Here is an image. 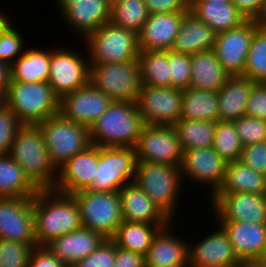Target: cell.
Listing matches in <instances>:
<instances>
[{
	"instance_id": "cell-56",
	"label": "cell",
	"mask_w": 266,
	"mask_h": 267,
	"mask_svg": "<svg viewBox=\"0 0 266 267\" xmlns=\"http://www.w3.org/2000/svg\"><path fill=\"white\" fill-rule=\"evenodd\" d=\"M72 2V0H55L59 14Z\"/></svg>"
},
{
	"instance_id": "cell-60",
	"label": "cell",
	"mask_w": 266,
	"mask_h": 267,
	"mask_svg": "<svg viewBox=\"0 0 266 267\" xmlns=\"http://www.w3.org/2000/svg\"><path fill=\"white\" fill-rule=\"evenodd\" d=\"M144 267H162V266H156V265H144Z\"/></svg>"
},
{
	"instance_id": "cell-55",
	"label": "cell",
	"mask_w": 266,
	"mask_h": 267,
	"mask_svg": "<svg viewBox=\"0 0 266 267\" xmlns=\"http://www.w3.org/2000/svg\"><path fill=\"white\" fill-rule=\"evenodd\" d=\"M0 9V36L6 30V28L12 23L10 20L11 18L9 15L7 16L6 13ZM9 17V18H8Z\"/></svg>"
},
{
	"instance_id": "cell-19",
	"label": "cell",
	"mask_w": 266,
	"mask_h": 267,
	"mask_svg": "<svg viewBox=\"0 0 266 267\" xmlns=\"http://www.w3.org/2000/svg\"><path fill=\"white\" fill-rule=\"evenodd\" d=\"M216 225L214 232L203 236L196 244L189 241L188 267H236L239 263L226 232Z\"/></svg>"
},
{
	"instance_id": "cell-12",
	"label": "cell",
	"mask_w": 266,
	"mask_h": 267,
	"mask_svg": "<svg viewBox=\"0 0 266 267\" xmlns=\"http://www.w3.org/2000/svg\"><path fill=\"white\" fill-rule=\"evenodd\" d=\"M183 90L142 84L135 101L145 124L173 126L181 115Z\"/></svg>"
},
{
	"instance_id": "cell-62",
	"label": "cell",
	"mask_w": 266,
	"mask_h": 267,
	"mask_svg": "<svg viewBox=\"0 0 266 267\" xmlns=\"http://www.w3.org/2000/svg\"><path fill=\"white\" fill-rule=\"evenodd\" d=\"M263 14H266V3H265V10H264Z\"/></svg>"
},
{
	"instance_id": "cell-18",
	"label": "cell",
	"mask_w": 266,
	"mask_h": 267,
	"mask_svg": "<svg viewBox=\"0 0 266 267\" xmlns=\"http://www.w3.org/2000/svg\"><path fill=\"white\" fill-rule=\"evenodd\" d=\"M112 100L90 82L59 99V114L88 128L107 110Z\"/></svg>"
},
{
	"instance_id": "cell-61",
	"label": "cell",
	"mask_w": 266,
	"mask_h": 267,
	"mask_svg": "<svg viewBox=\"0 0 266 267\" xmlns=\"http://www.w3.org/2000/svg\"><path fill=\"white\" fill-rule=\"evenodd\" d=\"M266 267V256L262 258Z\"/></svg>"
},
{
	"instance_id": "cell-35",
	"label": "cell",
	"mask_w": 266,
	"mask_h": 267,
	"mask_svg": "<svg viewBox=\"0 0 266 267\" xmlns=\"http://www.w3.org/2000/svg\"><path fill=\"white\" fill-rule=\"evenodd\" d=\"M180 119L218 121L217 92L184 89Z\"/></svg>"
},
{
	"instance_id": "cell-9",
	"label": "cell",
	"mask_w": 266,
	"mask_h": 267,
	"mask_svg": "<svg viewBox=\"0 0 266 267\" xmlns=\"http://www.w3.org/2000/svg\"><path fill=\"white\" fill-rule=\"evenodd\" d=\"M72 196L79 207L82 227L97 231L105 238L115 234L123 221L118 192H91L85 189Z\"/></svg>"
},
{
	"instance_id": "cell-1",
	"label": "cell",
	"mask_w": 266,
	"mask_h": 267,
	"mask_svg": "<svg viewBox=\"0 0 266 267\" xmlns=\"http://www.w3.org/2000/svg\"><path fill=\"white\" fill-rule=\"evenodd\" d=\"M37 246L82 227L79 207L72 195L39 189L32 197Z\"/></svg>"
},
{
	"instance_id": "cell-32",
	"label": "cell",
	"mask_w": 266,
	"mask_h": 267,
	"mask_svg": "<svg viewBox=\"0 0 266 267\" xmlns=\"http://www.w3.org/2000/svg\"><path fill=\"white\" fill-rule=\"evenodd\" d=\"M27 48L11 65V81L48 82L51 49Z\"/></svg>"
},
{
	"instance_id": "cell-50",
	"label": "cell",
	"mask_w": 266,
	"mask_h": 267,
	"mask_svg": "<svg viewBox=\"0 0 266 267\" xmlns=\"http://www.w3.org/2000/svg\"><path fill=\"white\" fill-rule=\"evenodd\" d=\"M29 267H68L46 246H35L32 250Z\"/></svg>"
},
{
	"instance_id": "cell-51",
	"label": "cell",
	"mask_w": 266,
	"mask_h": 267,
	"mask_svg": "<svg viewBox=\"0 0 266 267\" xmlns=\"http://www.w3.org/2000/svg\"><path fill=\"white\" fill-rule=\"evenodd\" d=\"M266 0H233L236 8L246 19L260 21L265 10Z\"/></svg>"
},
{
	"instance_id": "cell-3",
	"label": "cell",
	"mask_w": 266,
	"mask_h": 267,
	"mask_svg": "<svg viewBox=\"0 0 266 267\" xmlns=\"http://www.w3.org/2000/svg\"><path fill=\"white\" fill-rule=\"evenodd\" d=\"M38 189H53L58 169L51 162L42 132L37 125L24 124L17 132L9 153Z\"/></svg>"
},
{
	"instance_id": "cell-46",
	"label": "cell",
	"mask_w": 266,
	"mask_h": 267,
	"mask_svg": "<svg viewBox=\"0 0 266 267\" xmlns=\"http://www.w3.org/2000/svg\"><path fill=\"white\" fill-rule=\"evenodd\" d=\"M116 249V244L106 238L94 252L70 267H114Z\"/></svg>"
},
{
	"instance_id": "cell-38",
	"label": "cell",
	"mask_w": 266,
	"mask_h": 267,
	"mask_svg": "<svg viewBox=\"0 0 266 267\" xmlns=\"http://www.w3.org/2000/svg\"><path fill=\"white\" fill-rule=\"evenodd\" d=\"M149 15L144 0H112L109 22L138 33Z\"/></svg>"
},
{
	"instance_id": "cell-33",
	"label": "cell",
	"mask_w": 266,
	"mask_h": 267,
	"mask_svg": "<svg viewBox=\"0 0 266 267\" xmlns=\"http://www.w3.org/2000/svg\"><path fill=\"white\" fill-rule=\"evenodd\" d=\"M168 224L122 221L110 238L117 247L146 256L154 236Z\"/></svg>"
},
{
	"instance_id": "cell-16",
	"label": "cell",
	"mask_w": 266,
	"mask_h": 267,
	"mask_svg": "<svg viewBox=\"0 0 266 267\" xmlns=\"http://www.w3.org/2000/svg\"><path fill=\"white\" fill-rule=\"evenodd\" d=\"M209 201L216 222L266 223V194H214Z\"/></svg>"
},
{
	"instance_id": "cell-7",
	"label": "cell",
	"mask_w": 266,
	"mask_h": 267,
	"mask_svg": "<svg viewBox=\"0 0 266 267\" xmlns=\"http://www.w3.org/2000/svg\"><path fill=\"white\" fill-rule=\"evenodd\" d=\"M36 125L42 132L50 160L57 169L92 145L87 126L67 120L60 114Z\"/></svg>"
},
{
	"instance_id": "cell-39",
	"label": "cell",
	"mask_w": 266,
	"mask_h": 267,
	"mask_svg": "<svg viewBox=\"0 0 266 267\" xmlns=\"http://www.w3.org/2000/svg\"><path fill=\"white\" fill-rule=\"evenodd\" d=\"M243 77L266 83V30L261 25L254 32Z\"/></svg>"
},
{
	"instance_id": "cell-28",
	"label": "cell",
	"mask_w": 266,
	"mask_h": 267,
	"mask_svg": "<svg viewBox=\"0 0 266 267\" xmlns=\"http://www.w3.org/2000/svg\"><path fill=\"white\" fill-rule=\"evenodd\" d=\"M189 11L196 18L208 24L216 33L235 28L247 20L233 2L190 0Z\"/></svg>"
},
{
	"instance_id": "cell-20",
	"label": "cell",
	"mask_w": 266,
	"mask_h": 267,
	"mask_svg": "<svg viewBox=\"0 0 266 267\" xmlns=\"http://www.w3.org/2000/svg\"><path fill=\"white\" fill-rule=\"evenodd\" d=\"M99 160V146L90 145L58 168L53 190L72 195L88 189L94 181Z\"/></svg>"
},
{
	"instance_id": "cell-52",
	"label": "cell",
	"mask_w": 266,
	"mask_h": 267,
	"mask_svg": "<svg viewBox=\"0 0 266 267\" xmlns=\"http://www.w3.org/2000/svg\"><path fill=\"white\" fill-rule=\"evenodd\" d=\"M145 256L117 247L114 267H144Z\"/></svg>"
},
{
	"instance_id": "cell-15",
	"label": "cell",
	"mask_w": 266,
	"mask_h": 267,
	"mask_svg": "<svg viewBox=\"0 0 266 267\" xmlns=\"http://www.w3.org/2000/svg\"><path fill=\"white\" fill-rule=\"evenodd\" d=\"M260 21L247 19L243 24L216 34L213 51L230 76H243L248 51Z\"/></svg>"
},
{
	"instance_id": "cell-43",
	"label": "cell",
	"mask_w": 266,
	"mask_h": 267,
	"mask_svg": "<svg viewBox=\"0 0 266 267\" xmlns=\"http://www.w3.org/2000/svg\"><path fill=\"white\" fill-rule=\"evenodd\" d=\"M233 122L243 147L266 140V120L244 115Z\"/></svg>"
},
{
	"instance_id": "cell-44",
	"label": "cell",
	"mask_w": 266,
	"mask_h": 267,
	"mask_svg": "<svg viewBox=\"0 0 266 267\" xmlns=\"http://www.w3.org/2000/svg\"><path fill=\"white\" fill-rule=\"evenodd\" d=\"M23 125L8 106L0 109V155L10 153L14 138Z\"/></svg>"
},
{
	"instance_id": "cell-8",
	"label": "cell",
	"mask_w": 266,
	"mask_h": 267,
	"mask_svg": "<svg viewBox=\"0 0 266 267\" xmlns=\"http://www.w3.org/2000/svg\"><path fill=\"white\" fill-rule=\"evenodd\" d=\"M89 65V82L97 90L112 101H136L142 88L139 61Z\"/></svg>"
},
{
	"instance_id": "cell-57",
	"label": "cell",
	"mask_w": 266,
	"mask_h": 267,
	"mask_svg": "<svg viewBox=\"0 0 266 267\" xmlns=\"http://www.w3.org/2000/svg\"><path fill=\"white\" fill-rule=\"evenodd\" d=\"M6 106V91L0 88V109Z\"/></svg>"
},
{
	"instance_id": "cell-59",
	"label": "cell",
	"mask_w": 266,
	"mask_h": 267,
	"mask_svg": "<svg viewBox=\"0 0 266 267\" xmlns=\"http://www.w3.org/2000/svg\"><path fill=\"white\" fill-rule=\"evenodd\" d=\"M214 2L231 3L233 0H214Z\"/></svg>"
},
{
	"instance_id": "cell-29",
	"label": "cell",
	"mask_w": 266,
	"mask_h": 267,
	"mask_svg": "<svg viewBox=\"0 0 266 267\" xmlns=\"http://www.w3.org/2000/svg\"><path fill=\"white\" fill-rule=\"evenodd\" d=\"M255 83L243 76H230L217 92L218 121L233 122L246 113L248 97Z\"/></svg>"
},
{
	"instance_id": "cell-23",
	"label": "cell",
	"mask_w": 266,
	"mask_h": 267,
	"mask_svg": "<svg viewBox=\"0 0 266 267\" xmlns=\"http://www.w3.org/2000/svg\"><path fill=\"white\" fill-rule=\"evenodd\" d=\"M173 221L161 228L154 236L147 255L145 265L162 267H188V244L186 239L176 235ZM173 231V232H172ZM186 240V241H185Z\"/></svg>"
},
{
	"instance_id": "cell-42",
	"label": "cell",
	"mask_w": 266,
	"mask_h": 267,
	"mask_svg": "<svg viewBox=\"0 0 266 267\" xmlns=\"http://www.w3.org/2000/svg\"><path fill=\"white\" fill-rule=\"evenodd\" d=\"M22 30L16 28V24L11 23L0 36V61L11 65L21 56L26 47Z\"/></svg>"
},
{
	"instance_id": "cell-34",
	"label": "cell",
	"mask_w": 266,
	"mask_h": 267,
	"mask_svg": "<svg viewBox=\"0 0 266 267\" xmlns=\"http://www.w3.org/2000/svg\"><path fill=\"white\" fill-rule=\"evenodd\" d=\"M38 190L9 154L0 155V197H33Z\"/></svg>"
},
{
	"instance_id": "cell-14",
	"label": "cell",
	"mask_w": 266,
	"mask_h": 267,
	"mask_svg": "<svg viewBox=\"0 0 266 267\" xmlns=\"http://www.w3.org/2000/svg\"><path fill=\"white\" fill-rule=\"evenodd\" d=\"M137 162L180 166L183 150L173 126L145 124L134 147Z\"/></svg>"
},
{
	"instance_id": "cell-31",
	"label": "cell",
	"mask_w": 266,
	"mask_h": 267,
	"mask_svg": "<svg viewBox=\"0 0 266 267\" xmlns=\"http://www.w3.org/2000/svg\"><path fill=\"white\" fill-rule=\"evenodd\" d=\"M266 194V175L256 172L242 161L228 162L221 187L215 194Z\"/></svg>"
},
{
	"instance_id": "cell-21",
	"label": "cell",
	"mask_w": 266,
	"mask_h": 267,
	"mask_svg": "<svg viewBox=\"0 0 266 267\" xmlns=\"http://www.w3.org/2000/svg\"><path fill=\"white\" fill-rule=\"evenodd\" d=\"M111 0H72L60 18L73 34L84 40L110 20ZM75 32V33H74Z\"/></svg>"
},
{
	"instance_id": "cell-49",
	"label": "cell",
	"mask_w": 266,
	"mask_h": 267,
	"mask_svg": "<svg viewBox=\"0 0 266 267\" xmlns=\"http://www.w3.org/2000/svg\"><path fill=\"white\" fill-rule=\"evenodd\" d=\"M144 3L150 14L189 12L190 0H144Z\"/></svg>"
},
{
	"instance_id": "cell-22",
	"label": "cell",
	"mask_w": 266,
	"mask_h": 267,
	"mask_svg": "<svg viewBox=\"0 0 266 267\" xmlns=\"http://www.w3.org/2000/svg\"><path fill=\"white\" fill-rule=\"evenodd\" d=\"M188 12L154 13L138 32V45L140 51L162 50L170 51L183 17Z\"/></svg>"
},
{
	"instance_id": "cell-24",
	"label": "cell",
	"mask_w": 266,
	"mask_h": 267,
	"mask_svg": "<svg viewBox=\"0 0 266 267\" xmlns=\"http://www.w3.org/2000/svg\"><path fill=\"white\" fill-rule=\"evenodd\" d=\"M226 232L239 260L266 256V223L216 222Z\"/></svg>"
},
{
	"instance_id": "cell-47",
	"label": "cell",
	"mask_w": 266,
	"mask_h": 267,
	"mask_svg": "<svg viewBox=\"0 0 266 267\" xmlns=\"http://www.w3.org/2000/svg\"><path fill=\"white\" fill-rule=\"evenodd\" d=\"M240 161L266 175V140L244 146Z\"/></svg>"
},
{
	"instance_id": "cell-36",
	"label": "cell",
	"mask_w": 266,
	"mask_h": 267,
	"mask_svg": "<svg viewBox=\"0 0 266 267\" xmlns=\"http://www.w3.org/2000/svg\"><path fill=\"white\" fill-rule=\"evenodd\" d=\"M173 127L183 151L213 147L216 121L179 119Z\"/></svg>"
},
{
	"instance_id": "cell-54",
	"label": "cell",
	"mask_w": 266,
	"mask_h": 267,
	"mask_svg": "<svg viewBox=\"0 0 266 267\" xmlns=\"http://www.w3.org/2000/svg\"><path fill=\"white\" fill-rule=\"evenodd\" d=\"M236 267H265L262 258L241 259Z\"/></svg>"
},
{
	"instance_id": "cell-5",
	"label": "cell",
	"mask_w": 266,
	"mask_h": 267,
	"mask_svg": "<svg viewBox=\"0 0 266 267\" xmlns=\"http://www.w3.org/2000/svg\"><path fill=\"white\" fill-rule=\"evenodd\" d=\"M6 106L23 124L36 125L59 114V98L48 82L10 81Z\"/></svg>"
},
{
	"instance_id": "cell-17",
	"label": "cell",
	"mask_w": 266,
	"mask_h": 267,
	"mask_svg": "<svg viewBox=\"0 0 266 267\" xmlns=\"http://www.w3.org/2000/svg\"><path fill=\"white\" fill-rule=\"evenodd\" d=\"M0 239L37 243L32 197H0Z\"/></svg>"
},
{
	"instance_id": "cell-48",
	"label": "cell",
	"mask_w": 266,
	"mask_h": 267,
	"mask_svg": "<svg viewBox=\"0 0 266 267\" xmlns=\"http://www.w3.org/2000/svg\"><path fill=\"white\" fill-rule=\"evenodd\" d=\"M245 115L266 120V83H255L252 86Z\"/></svg>"
},
{
	"instance_id": "cell-25",
	"label": "cell",
	"mask_w": 266,
	"mask_h": 267,
	"mask_svg": "<svg viewBox=\"0 0 266 267\" xmlns=\"http://www.w3.org/2000/svg\"><path fill=\"white\" fill-rule=\"evenodd\" d=\"M106 238L97 231L81 227L52 239L45 246L68 267L94 252Z\"/></svg>"
},
{
	"instance_id": "cell-10",
	"label": "cell",
	"mask_w": 266,
	"mask_h": 267,
	"mask_svg": "<svg viewBox=\"0 0 266 267\" xmlns=\"http://www.w3.org/2000/svg\"><path fill=\"white\" fill-rule=\"evenodd\" d=\"M137 157L132 147H99V160L91 192H118L134 182Z\"/></svg>"
},
{
	"instance_id": "cell-4",
	"label": "cell",
	"mask_w": 266,
	"mask_h": 267,
	"mask_svg": "<svg viewBox=\"0 0 266 267\" xmlns=\"http://www.w3.org/2000/svg\"><path fill=\"white\" fill-rule=\"evenodd\" d=\"M134 182L176 223L180 192L185 187L178 166L137 162Z\"/></svg>"
},
{
	"instance_id": "cell-37",
	"label": "cell",
	"mask_w": 266,
	"mask_h": 267,
	"mask_svg": "<svg viewBox=\"0 0 266 267\" xmlns=\"http://www.w3.org/2000/svg\"><path fill=\"white\" fill-rule=\"evenodd\" d=\"M138 61L142 84L170 87V51H140Z\"/></svg>"
},
{
	"instance_id": "cell-41",
	"label": "cell",
	"mask_w": 266,
	"mask_h": 267,
	"mask_svg": "<svg viewBox=\"0 0 266 267\" xmlns=\"http://www.w3.org/2000/svg\"><path fill=\"white\" fill-rule=\"evenodd\" d=\"M37 243H21L0 239V267H29L30 256Z\"/></svg>"
},
{
	"instance_id": "cell-53",
	"label": "cell",
	"mask_w": 266,
	"mask_h": 267,
	"mask_svg": "<svg viewBox=\"0 0 266 267\" xmlns=\"http://www.w3.org/2000/svg\"><path fill=\"white\" fill-rule=\"evenodd\" d=\"M10 65L6 62L0 61V88L7 91L8 85L11 81Z\"/></svg>"
},
{
	"instance_id": "cell-58",
	"label": "cell",
	"mask_w": 266,
	"mask_h": 267,
	"mask_svg": "<svg viewBox=\"0 0 266 267\" xmlns=\"http://www.w3.org/2000/svg\"><path fill=\"white\" fill-rule=\"evenodd\" d=\"M260 24L266 30V14H263L262 19L260 20Z\"/></svg>"
},
{
	"instance_id": "cell-11",
	"label": "cell",
	"mask_w": 266,
	"mask_h": 267,
	"mask_svg": "<svg viewBox=\"0 0 266 267\" xmlns=\"http://www.w3.org/2000/svg\"><path fill=\"white\" fill-rule=\"evenodd\" d=\"M48 84L60 99L89 83L88 54L82 55L65 47L52 46Z\"/></svg>"
},
{
	"instance_id": "cell-27",
	"label": "cell",
	"mask_w": 266,
	"mask_h": 267,
	"mask_svg": "<svg viewBox=\"0 0 266 267\" xmlns=\"http://www.w3.org/2000/svg\"><path fill=\"white\" fill-rule=\"evenodd\" d=\"M216 32L190 11L183 17L171 51L192 55L213 50Z\"/></svg>"
},
{
	"instance_id": "cell-6",
	"label": "cell",
	"mask_w": 266,
	"mask_h": 267,
	"mask_svg": "<svg viewBox=\"0 0 266 267\" xmlns=\"http://www.w3.org/2000/svg\"><path fill=\"white\" fill-rule=\"evenodd\" d=\"M89 64L138 61V33L110 22L90 33L84 42Z\"/></svg>"
},
{
	"instance_id": "cell-45",
	"label": "cell",
	"mask_w": 266,
	"mask_h": 267,
	"mask_svg": "<svg viewBox=\"0 0 266 267\" xmlns=\"http://www.w3.org/2000/svg\"><path fill=\"white\" fill-rule=\"evenodd\" d=\"M191 56L170 50V87L187 89L191 82Z\"/></svg>"
},
{
	"instance_id": "cell-13",
	"label": "cell",
	"mask_w": 266,
	"mask_h": 267,
	"mask_svg": "<svg viewBox=\"0 0 266 267\" xmlns=\"http://www.w3.org/2000/svg\"><path fill=\"white\" fill-rule=\"evenodd\" d=\"M227 162L213 147L186 149L179 166L183 182L208 187V200L221 187ZM193 182V183H192ZM210 194V195H209Z\"/></svg>"
},
{
	"instance_id": "cell-26",
	"label": "cell",
	"mask_w": 266,
	"mask_h": 267,
	"mask_svg": "<svg viewBox=\"0 0 266 267\" xmlns=\"http://www.w3.org/2000/svg\"><path fill=\"white\" fill-rule=\"evenodd\" d=\"M118 193L124 221L148 224L172 221L135 182L124 185Z\"/></svg>"
},
{
	"instance_id": "cell-30",
	"label": "cell",
	"mask_w": 266,
	"mask_h": 267,
	"mask_svg": "<svg viewBox=\"0 0 266 267\" xmlns=\"http://www.w3.org/2000/svg\"><path fill=\"white\" fill-rule=\"evenodd\" d=\"M190 65V88L218 92L230 77L213 50L192 54Z\"/></svg>"
},
{
	"instance_id": "cell-40",
	"label": "cell",
	"mask_w": 266,
	"mask_h": 267,
	"mask_svg": "<svg viewBox=\"0 0 266 267\" xmlns=\"http://www.w3.org/2000/svg\"><path fill=\"white\" fill-rule=\"evenodd\" d=\"M213 148L227 163L240 160L243 146L234 122L216 121Z\"/></svg>"
},
{
	"instance_id": "cell-2",
	"label": "cell",
	"mask_w": 266,
	"mask_h": 267,
	"mask_svg": "<svg viewBox=\"0 0 266 267\" xmlns=\"http://www.w3.org/2000/svg\"><path fill=\"white\" fill-rule=\"evenodd\" d=\"M144 125L135 102L112 101L89 127L90 141L99 147L134 148Z\"/></svg>"
}]
</instances>
